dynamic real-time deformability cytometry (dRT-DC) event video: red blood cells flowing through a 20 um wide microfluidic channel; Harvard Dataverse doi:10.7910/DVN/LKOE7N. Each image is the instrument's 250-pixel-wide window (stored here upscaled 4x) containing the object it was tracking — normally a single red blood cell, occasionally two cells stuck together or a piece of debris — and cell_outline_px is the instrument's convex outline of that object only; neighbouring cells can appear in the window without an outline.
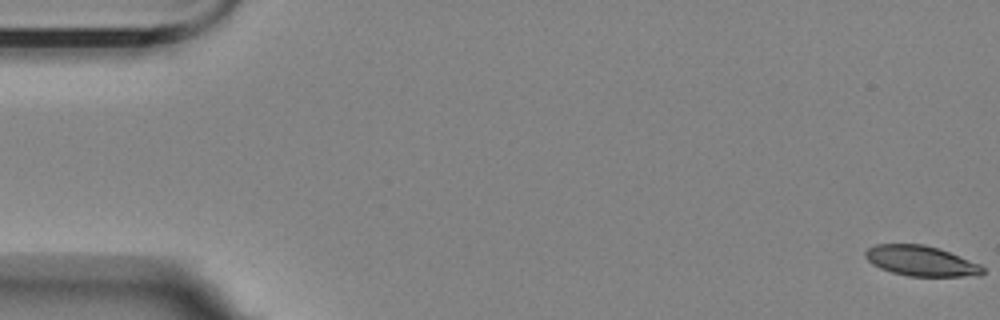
{"species": "Egyptian fruit bat (a non-hibernating species)", "species_latin": "Rousettus aegyptiacus", "temperature_condition": "room temperature", "stored_images_in_passage": 8, "segment_of_instrument_passage": [1, 2], "camera_frame_rate_fps": 3000, "um_per_image_px": 0.085, "animal": {"sex": "female"}, "frame": {"image": 1, "passage_image": 1, "time_ms": 0.0, "image_size_px": [1000, 320], "cell_outline_px": [[984, 272], [980, 276], [908, 276], [892, 272], [880, 268], [872, 264], [864, 256], [864, 252], [868, 248], [876, 244], [924, 244], [940, 248], [980, 264], [984, 268]], "centroid_in_image_um": [78.29, 22.17], "position_along_channel_um": 6.7, "area_um2": 20.81}}
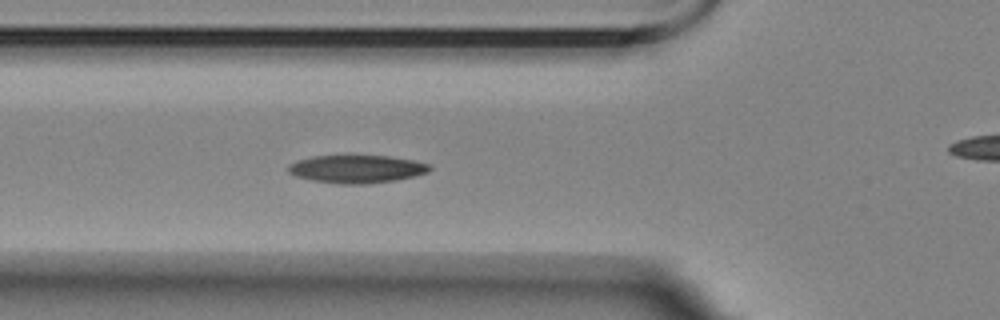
{"frame": {"image": 2, "passage_image": 7, "time_ms": 6.667, "image_size_px": [1000, 320], "cell_outline_px": [[432, 168], [428, 172], [416, 176], [396, 180], [368, 184], [340, 184], [312, 180], [296, 176], [288, 172], [288, 164], [296, 160], [312, 156], [388, 156], [412, 160], [428, 164]], "centroid_in_image_um": [30.3, 14.37], "position_along_channel_um": 95.5, "area_um2": 23.0}}